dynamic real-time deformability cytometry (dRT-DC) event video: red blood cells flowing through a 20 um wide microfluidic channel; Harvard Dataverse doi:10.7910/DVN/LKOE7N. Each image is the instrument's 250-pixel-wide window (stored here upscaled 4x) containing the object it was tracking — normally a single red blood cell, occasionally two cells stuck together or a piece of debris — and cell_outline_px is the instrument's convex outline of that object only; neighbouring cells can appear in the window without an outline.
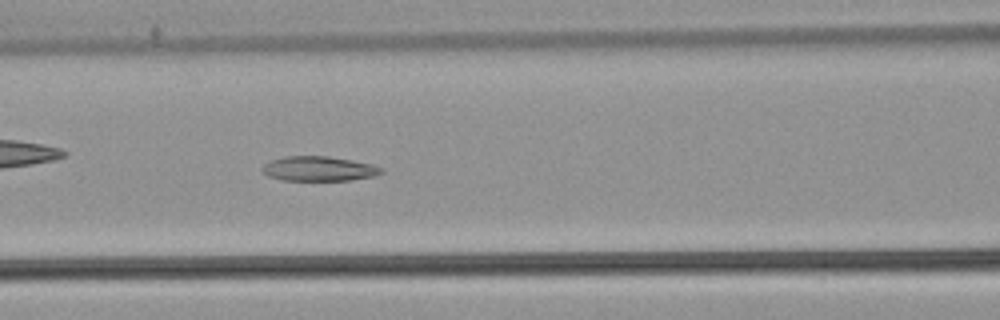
{"species": "common noctule bat (a hibernating species)", "species_latin": "Nyctalus noctula", "temperature_condition": "warm", "stored_images_in_passage": 53, "camera_frame_rate_fps": 3000, "um_per_image_px": 0.085, "animal": {"sex": "male", "body_mass_g": 21.5, "forearm_length_mm": 52.0}, "frame": {"image": 1, "passage_image": 23, "time_ms": 7.333, "image_size_px": [1000, 320], "cell_outline_px": [[384, 172], [372, 176], [352, 180], [284, 180], [268, 176], [260, 168], [264, 164], [272, 160], [284, 156], [328, 156], [352, 160], [372, 164], [384, 168]], "centroid_in_image_um": [27.11, 14.33], "position_along_channel_um": 139.5, "area_um2": 17.11}}
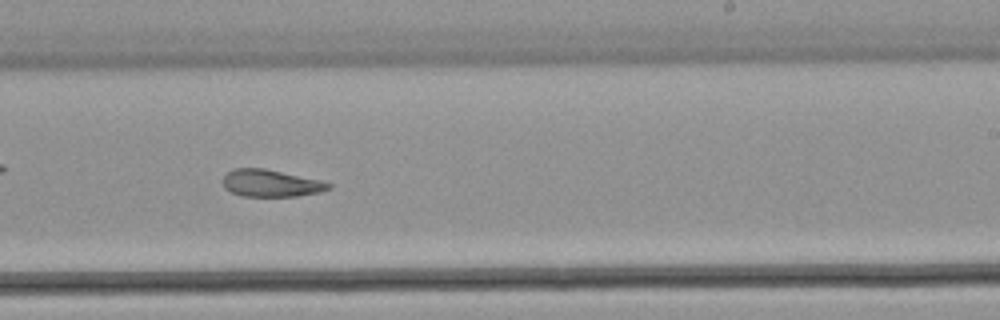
{"frame": {"image": 2, "passage_image": 33, "time_ms": 10.667, "image_size_px": [1000, 320], "cell_outline_px": [[332, 188], [320, 192], [296, 196], [240, 196], [224, 188], [220, 180], [228, 172], [236, 168], [264, 168], [320, 180], [332, 184]], "centroid_in_image_um": [23.0, 15.57], "position_along_channel_um": 266.0, "area_um2": 16.76}}
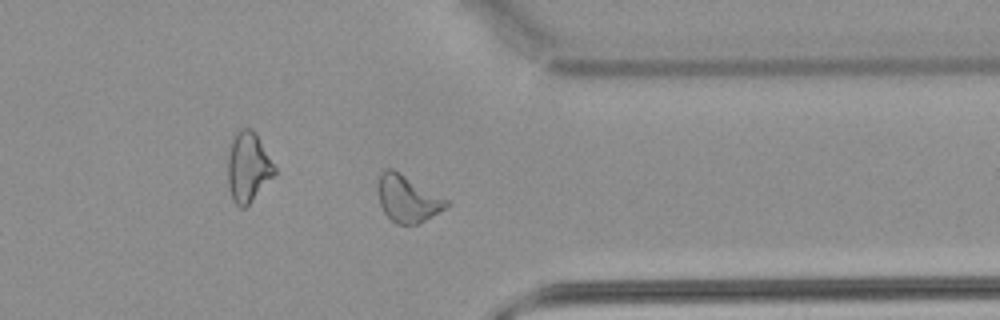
{"frame": {"image": 3, "passage_image": 42, "time_ms": 13.667, "image_size_px": [1000, 320], "cell_outline_px": [[448, 204], [444, 208], [424, 220], [416, 224], [396, 224], [384, 212], [380, 204], [380, 176], [388, 168], [392, 168], [448, 200]], "centroid_in_image_um": [34.65, 16.9], "position_along_channel_um": 376.8, "area_um2": 17.74}, "authors_computed_cell_mechanics": {"area_um2": 19.3052, "velocity_mm_per_s": 3.8075, "shape_relaxation_time_tau1_ms": null, "shape_relaxation_time_tau2_ms": 4.7319, "deformation_change_tau1": null, "deformation_change_tau2": 0.1314}}